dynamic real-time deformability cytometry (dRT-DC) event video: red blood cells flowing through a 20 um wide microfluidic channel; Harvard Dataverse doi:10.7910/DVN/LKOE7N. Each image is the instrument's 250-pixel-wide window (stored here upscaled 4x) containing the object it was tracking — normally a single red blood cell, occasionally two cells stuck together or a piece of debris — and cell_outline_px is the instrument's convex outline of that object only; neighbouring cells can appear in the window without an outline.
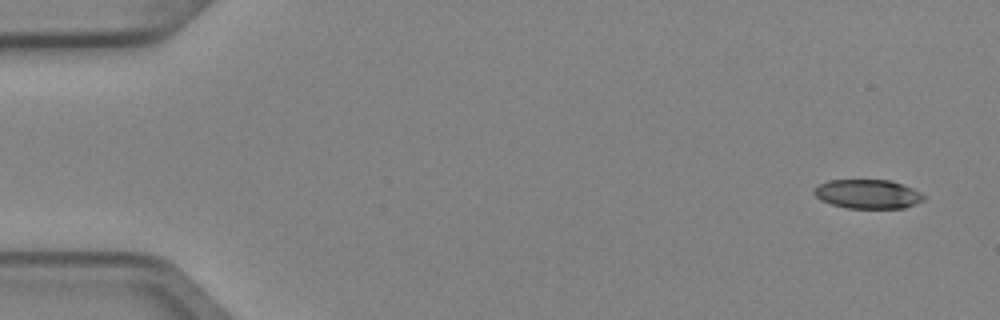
{"species": "Egyptian fruit bat (a non-hibernating species)", "species_latin": "Rousettus aegyptiacus", "temperature_condition": "cold", "stored_images_in_passage": 3, "segment_of_instrument_passage": [2, 2], "camera_frame_rate_fps": 3000, "um_per_image_px": 0.085, "animal": {"sex": "female"}, "frame": {"image": 1, "passage_image": 3, "time_ms": 0.667, "image_size_px": [1000, 320], "cell_outline_px": [[924, 200], [916, 204], [904, 208], [848, 208], [832, 204], [820, 200], [812, 192], [812, 188], [828, 180], [888, 180], [912, 188], [920, 192], [924, 196]], "centroid_in_image_um": [73.73, 16.5], "position_along_channel_um": 11.3, "area_um2": 18.55}}